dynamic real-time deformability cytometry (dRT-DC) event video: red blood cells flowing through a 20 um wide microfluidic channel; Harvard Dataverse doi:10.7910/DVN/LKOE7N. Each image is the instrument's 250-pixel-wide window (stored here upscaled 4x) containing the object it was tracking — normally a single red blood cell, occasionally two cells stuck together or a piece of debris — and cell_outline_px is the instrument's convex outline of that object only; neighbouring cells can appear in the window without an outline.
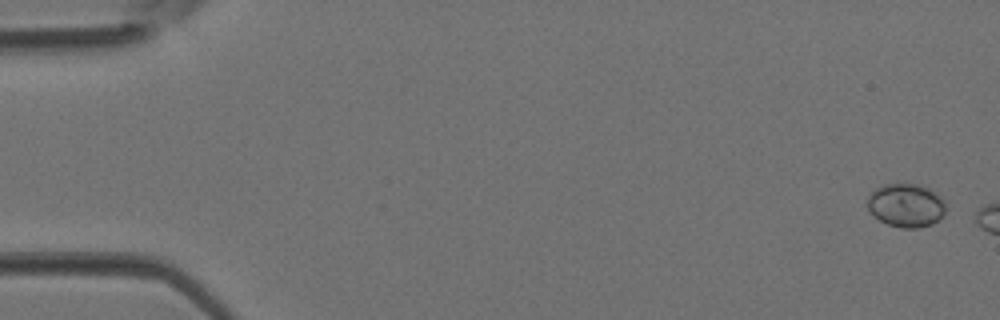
{"species": "Egyptian fruit bat (a non-hibernating species)", "species_latin": "Rousettus aegyptiacus", "temperature_condition": "room temperature", "stored_images_in_passage": 3, "segment_of_instrument_passage": [2, 2], "camera_frame_rate_fps": 3000, "um_per_image_px": 0.085, "animal": {"sex": "female"}, "frame": {"image": 1, "passage_image": 3, "time_ms": 0.667, "image_size_px": [1000, 320], "cell_outline_px": [[944, 212], [932, 224], [920, 228], [900, 228], [888, 224], [880, 220], [864, 204], [868, 196], [876, 188], [884, 184], [916, 184], [928, 188], [940, 196], [944, 200]], "centroid_in_image_um": [76.98, 17.45], "position_along_channel_um": 8.0, "area_um2": 19.71}}